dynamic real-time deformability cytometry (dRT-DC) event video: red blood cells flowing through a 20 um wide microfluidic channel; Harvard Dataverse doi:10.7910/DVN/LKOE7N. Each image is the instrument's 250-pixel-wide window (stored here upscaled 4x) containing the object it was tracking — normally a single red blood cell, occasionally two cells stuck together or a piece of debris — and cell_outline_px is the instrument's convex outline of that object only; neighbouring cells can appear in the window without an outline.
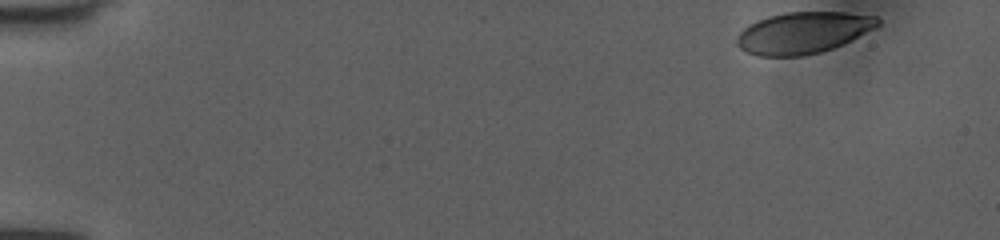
{"species": "human", "species_latin": "Homo sapiens", "temperature_condition": "room temperature", "stored_images_in_passage": 48, "camera_frame_rate_fps": 3000, "um_per_image_px": 0.085, "donor": {"sex": "female"}, "frame": {"image": 1, "passage_image": 1, "time_ms": 0.0, "image_size_px": [1000, 240], "cell_outline_px": [[880, 24], [876, 28], [844, 44], [820, 52], [800, 56], [760, 56], [748, 52], [740, 48], [736, 44], [736, 36], [748, 24], [756, 20], [768, 16], [784, 12], [844, 12], [876, 16], [880, 20]], "centroid_in_image_um": [68.27, 2.77], "position_along_channel_um": 16.7, "area_um2": 34.28}}
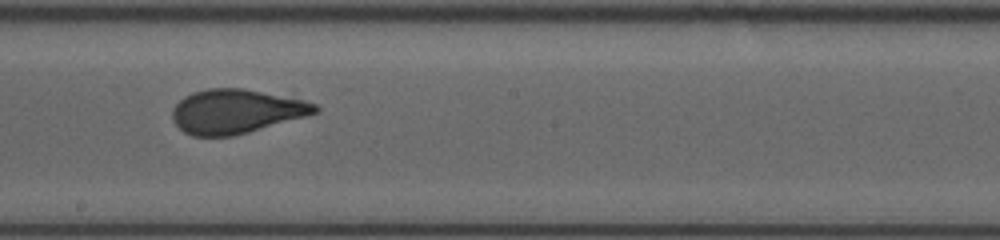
{"frame": {"image": 2, "passage_image": 27, "time_ms": 8.667, "image_size_px": [1000, 240], "cell_outline_px": [[320, 108], [316, 112], [304, 116], [248, 132], [232, 136], [192, 136], [184, 132], [172, 120], [172, 108], [184, 96], [192, 92], [208, 88], [244, 88], [304, 100], [316, 104]], "centroid_in_image_um": [20.01, 9.46], "position_along_channel_um": 228.2, "area_um2": 36.47}}
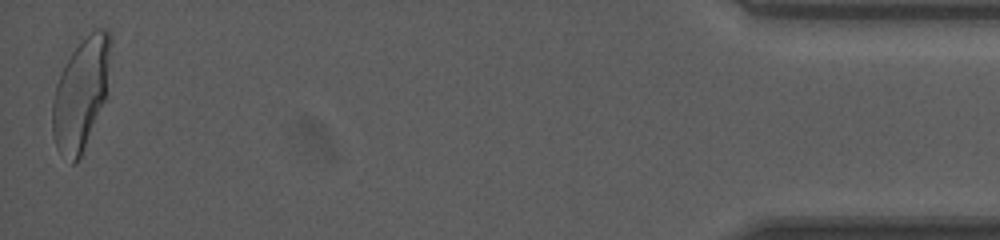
{"frame": {"image": 3, "passage_image": 48, "time_ms": 15.667, "image_size_px": [1000, 240], "cell_outline_px": [[112, 40], [104, 100], [80, 156], [72, 164], [56, 148], [52, 132], [52, 100], [56, 84], [72, 52], [96, 28], [108, 28], [112, 32]], "centroid_in_image_um": [6.87, 7.94], "position_along_channel_um": 428.3, "area_um2": 36.82}, "authors_computed_cell_mechanics": {"area_um2": 36.8186, "velocity_mm_per_s": 4.0085, "shape_relaxation_time_tau1_ms": 4.6886, "shape_relaxation_time_tau2_ms": null, "deformation_change_tau1": 0.1568, "deformation_change_tau2": null}}